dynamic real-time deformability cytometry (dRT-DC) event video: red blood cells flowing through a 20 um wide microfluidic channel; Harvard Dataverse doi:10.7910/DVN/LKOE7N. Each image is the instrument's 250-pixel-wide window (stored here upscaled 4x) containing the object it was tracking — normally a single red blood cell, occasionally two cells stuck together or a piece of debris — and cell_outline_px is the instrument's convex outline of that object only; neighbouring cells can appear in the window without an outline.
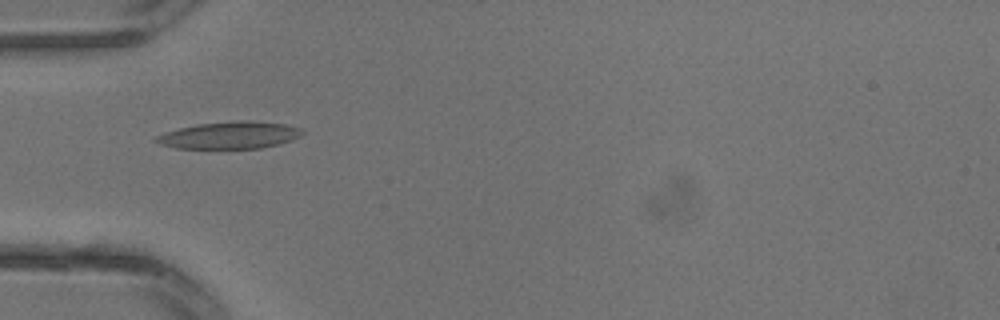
{"species": "common noctule bat (a hibernating species)", "species_latin": "Nyctalus noctula", "temperature_condition": "warm", "stored_images_in_passage": 3, "camera_frame_rate_fps": 3000, "um_per_image_px": 0.085, "animal": {"sex": "male", "body_mass_g": 13.3}, "frame": {"image": 1, "passage_image": 3, "time_ms": 0.667, "image_size_px": [1000, 320], "cell_outline_px": [[304, 132], [300, 136], [292, 140], [260, 148], [176, 148], [160, 144], [152, 140], [156, 136], [164, 132], [196, 124], [236, 120], [248, 120], [288, 124], [304, 128]], "centroid_in_image_um": [19.54, 11.47], "position_along_channel_um": 65.5, "area_um2": 23.24}}